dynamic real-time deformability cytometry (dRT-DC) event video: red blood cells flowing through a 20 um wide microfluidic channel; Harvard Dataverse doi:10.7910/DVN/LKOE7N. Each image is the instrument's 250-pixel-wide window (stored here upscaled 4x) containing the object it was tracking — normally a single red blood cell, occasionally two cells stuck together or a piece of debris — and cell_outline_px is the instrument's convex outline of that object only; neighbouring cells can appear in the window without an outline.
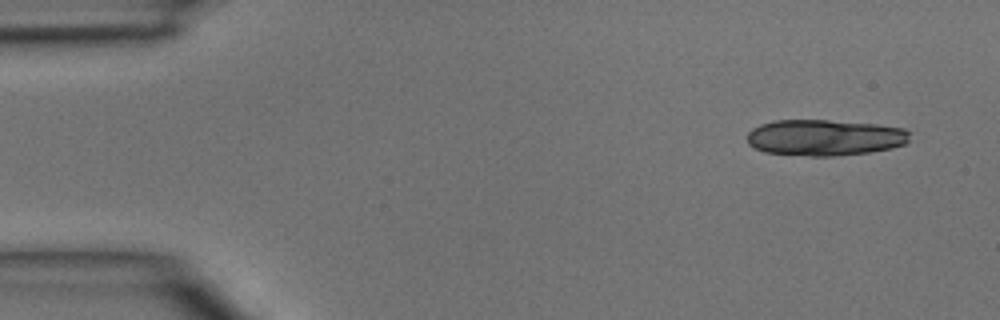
{"species": "common noctule bat (a hibernating species)", "species_latin": "Nyctalus noctula", "temperature_condition": "room temperature", "stored_images_in_passage": 4, "camera_frame_rate_fps": 3000, "um_per_image_px": 0.085, "animal": {"sex": "male", "body_mass_g": 15.6}, "frame": {"image": 1, "passage_image": 1, "time_ms": 0.0, "image_size_px": [1000, 320], "cell_outline_px": [[912, 132], [908, 140], [904, 144], [892, 148], [868, 152], [832, 156], [808, 156], [764, 152], [748, 144], [748, 132], [752, 128], [760, 124], [772, 120], [828, 120], [876, 124], [904, 128]], "centroid_in_image_um": [70.1, 11.68], "position_along_channel_um": 14.9, "area_um2": 34.39}}